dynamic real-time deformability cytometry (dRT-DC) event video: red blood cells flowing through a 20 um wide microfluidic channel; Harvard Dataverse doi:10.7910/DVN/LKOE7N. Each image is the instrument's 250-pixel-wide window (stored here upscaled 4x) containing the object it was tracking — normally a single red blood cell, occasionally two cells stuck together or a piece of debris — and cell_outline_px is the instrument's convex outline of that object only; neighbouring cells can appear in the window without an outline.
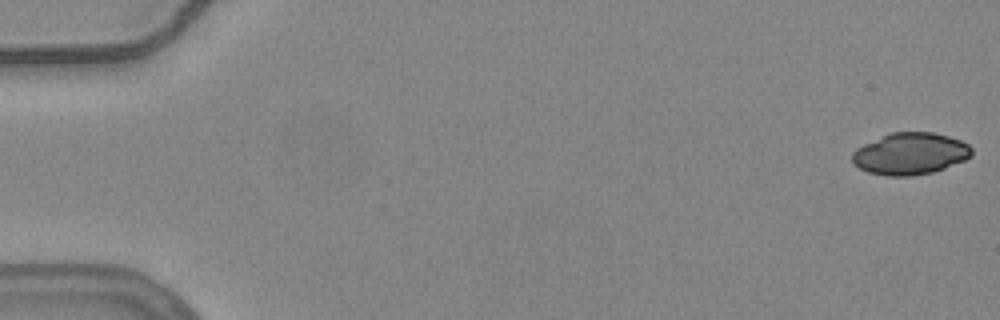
{"species": "common noctule bat (a hibernating species)", "species_latin": "Nyctalus noctula", "temperature_condition": "warm", "stored_images_in_passage": 54, "camera_frame_rate_fps": 3000, "um_per_image_px": 0.085, "animal": {"sex": "female", "body_mass_g": 24.6, "forearm_length_mm": 56.2}, "frame": {"image": 1, "passage_image": 1, "time_ms": 0.0, "image_size_px": [1000, 320], "cell_outline_px": [[972, 156], [964, 160], [944, 168], [932, 172], [908, 176], [888, 176], [868, 172], [852, 164], [852, 152], [856, 148], [864, 144], [892, 132], [932, 132], [948, 136], [960, 140], [968, 144], [972, 148]], "centroid_in_image_um": [77.36, 13.06], "position_along_channel_um": 7.6, "area_um2": 29.02}}